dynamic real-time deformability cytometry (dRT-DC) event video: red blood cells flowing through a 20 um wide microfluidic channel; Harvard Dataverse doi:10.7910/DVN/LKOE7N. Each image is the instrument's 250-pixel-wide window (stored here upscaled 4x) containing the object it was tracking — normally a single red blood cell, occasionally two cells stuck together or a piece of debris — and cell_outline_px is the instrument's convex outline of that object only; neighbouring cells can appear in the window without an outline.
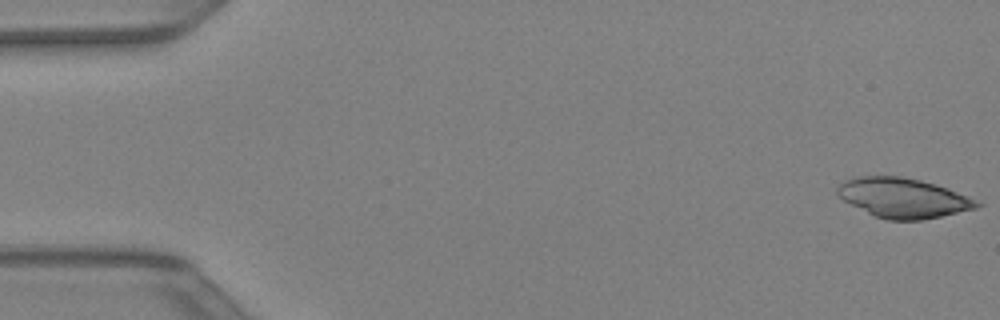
{"species": "Egyptian fruit bat (a non-hibernating species)", "species_latin": "Rousettus aegyptiacus", "temperature_condition": "warm", "stored_images_in_passage": 8, "camera_frame_rate_fps": 3000, "um_per_image_px": 0.085, "animal": {"sex": "female"}, "frame": {"image": 1, "passage_image": 1, "time_ms": 0.0, "image_size_px": [1000, 320], "cell_outline_px": [[984, 204], [976, 208], [924, 220], [888, 220], [876, 216], [844, 200], [836, 192], [836, 188], [844, 180], [852, 176], [900, 176], [920, 180], [936, 184], [948, 188], [968, 196]], "centroid_in_image_um": [76.78, 16.81], "position_along_channel_um": 8.2, "area_um2": 32.14}}